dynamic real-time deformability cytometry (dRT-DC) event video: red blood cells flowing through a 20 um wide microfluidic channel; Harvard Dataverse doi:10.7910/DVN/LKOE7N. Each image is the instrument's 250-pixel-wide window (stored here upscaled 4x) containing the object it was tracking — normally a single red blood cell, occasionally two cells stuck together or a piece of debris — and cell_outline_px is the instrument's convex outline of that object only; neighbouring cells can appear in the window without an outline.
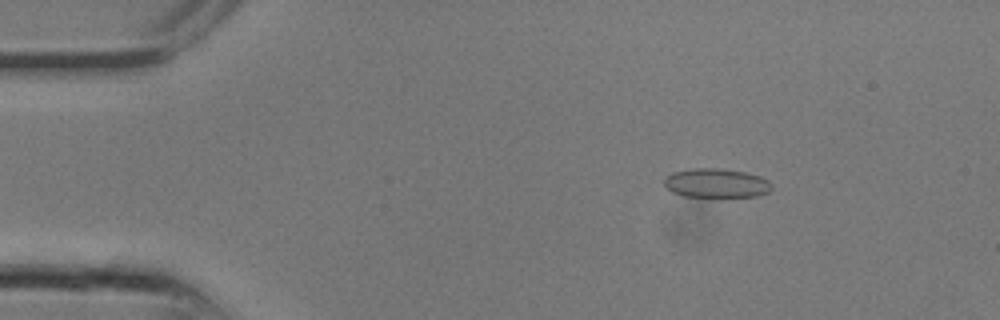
{"species": "common noctule bat (a hibernating species)", "species_latin": "Nyctalus noctula", "temperature_condition": "room temperature", "stored_images_in_passage": 11, "camera_frame_rate_fps": 3000, "um_per_image_px": 0.085, "animal": {"sex": "male", "body_mass_g": 13.3}, "frame": {"image": 1, "passage_image": 4, "time_ms": 1.0, "image_size_px": [1000, 320], "cell_outline_px": [[772, 188], [768, 192], [756, 196], [720, 200], [684, 196], [672, 192], [664, 184], [664, 180], [672, 172], [692, 168], [720, 168], [744, 172], [760, 176], [768, 180], [772, 184]], "centroid_in_image_um": [60.91, 15.62], "position_along_channel_um": 24.1, "area_um2": 19.13}}
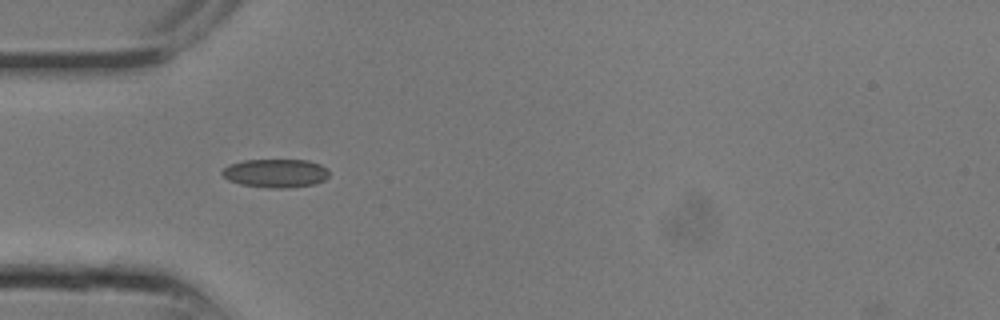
{"frame": {"image": 2, "passage_image": 8, "time_ms": 2.333, "image_size_px": [1000, 320], "cell_outline_px": [[328, 176], [324, 180], [316, 184], [288, 188], [268, 188], [240, 184], [228, 180], [220, 172], [228, 164], [244, 160], [308, 160], [320, 164], [328, 168]], "centroid_in_image_um": [23.43, 14.72], "position_along_channel_um": 61.6, "area_um2": 17.98}}
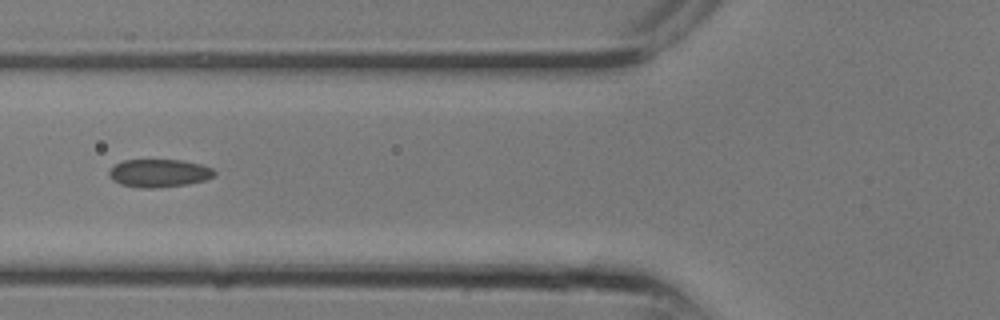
{"frame": {"image": 3, "passage_image": 10, "time_ms": 3.0, "image_size_px": [1000, 320], "cell_outline_px": [[216, 176], [204, 180], [188, 184], [152, 188], [140, 188], [120, 184], [112, 180], [108, 176], [108, 172], [116, 164], [124, 160], [184, 160], [200, 164], [212, 168], [216, 172]], "centroid_in_image_um": [13.53, 14.72], "position_along_channel_um": 112.3, "area_um2": 17.22}}